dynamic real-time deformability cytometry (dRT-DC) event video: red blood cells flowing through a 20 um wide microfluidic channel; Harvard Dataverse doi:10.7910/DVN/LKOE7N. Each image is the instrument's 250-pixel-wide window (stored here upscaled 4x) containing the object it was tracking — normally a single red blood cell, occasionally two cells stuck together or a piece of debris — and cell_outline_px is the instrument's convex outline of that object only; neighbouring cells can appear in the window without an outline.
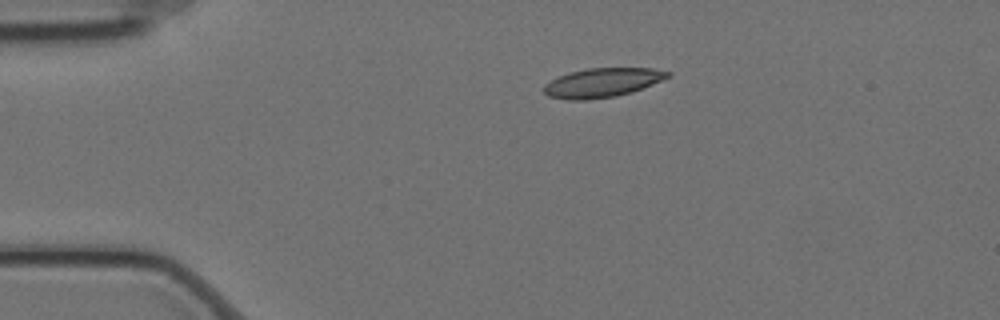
{"species": "Egyptian fruit bat (a non-hibernating species)", "species_latin": "Rousettus aegyptiacus", "temperature_condition": "cold", "stored_images_in_passage": 7, "camera_frame_rate_fps": 3000, "um_per_image_px": 0.085, "animal": {"sex": "female"}, "frame": {"image": 1, "passage_image": 1, "time_ms": 0.0, "image_size_px": [1000, 320], "cell_outline_px": [[672, 72], [668, 76], [652, 84], [632, 92], [616, 96], [588, 100], [568, 100], [548, 96], [544, 92], [544, 84], [568, 72], [588, 68], [652, 68]], "centroid_in_image_um": [51.17, 7.03], "position_along_channel_um": 33.8, "area_um2": 20.92}}
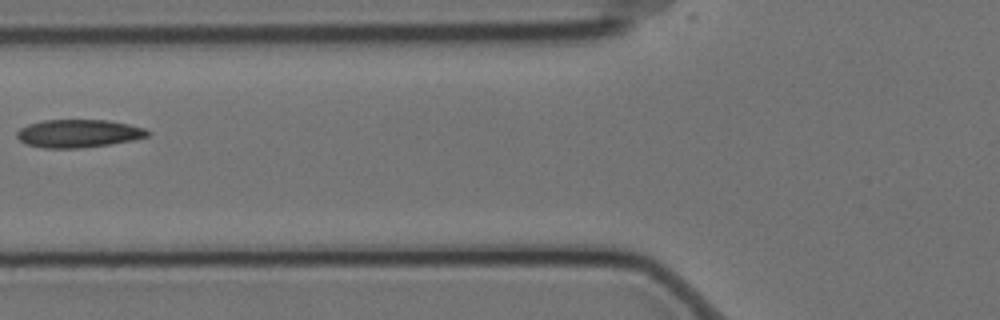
{"frame": {"image": 2, "passage_image": 4, "time_ms": 1.0, "image_size_px": [1000, 320], "cell_outline_px": [[152, 132], [148, 136], [132, 140], [108, 144], [80, 148], [44, 148], [24, 144], [16, 136], [16, 132], [20, 128], [28, 124], [44, 120], [108, 120], [128, 124], [144, 128]], "centroid_in_image_um": [6.64, 11.34], "position_along_channel_um": 119.2, "area_um2": 21.33}}
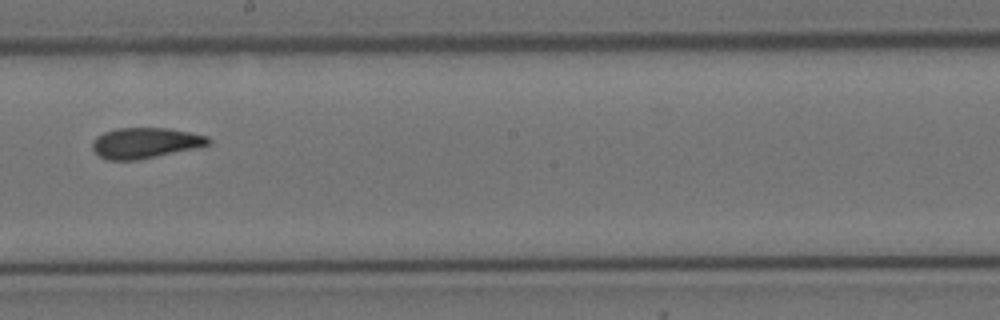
{"frame": {"image": 3, "passage_image": 7, "time_ms": 2.0, "image_size_px": [1000, 320], "cell_outline_px": [[212, 144], [200, 148], [136, 160], [104, 160], [92, 148], [92, 144], [96, 136], [104, 132], [116, 128], [168, 128], [208, 136], [212, 140]], "centroid_in_image_um": [12.39, 12.15], "position_along_channel_um": 235.8, "area_um2": 20.92}}